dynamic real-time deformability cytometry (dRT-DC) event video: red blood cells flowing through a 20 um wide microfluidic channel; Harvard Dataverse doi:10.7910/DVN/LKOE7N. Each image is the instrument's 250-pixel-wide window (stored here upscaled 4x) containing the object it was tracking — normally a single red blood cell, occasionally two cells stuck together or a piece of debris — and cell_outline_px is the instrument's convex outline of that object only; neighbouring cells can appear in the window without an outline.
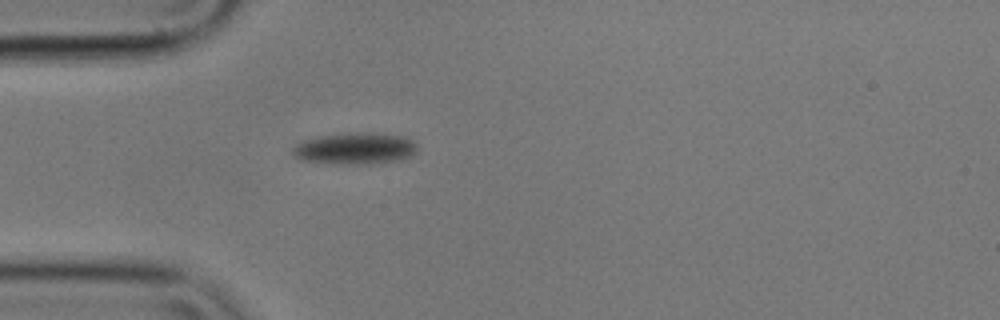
{"species": "common noctule bat (a hibernating species)", "species_latin": "Nyctalus noctula", "temperature_condition": "cold", "stored_images_in_passage": 1, "camera_frame_rate_fps": 3000, "um_per_image_px": 0.085, "animal": {"sex": "male", "body_mass_g": 17.9}, "frame": {"image": 1, "passage_image": 1, "time_ms": 0.0, "image_size_px": [1000, 320], "cell_outline_px": [[416, 152], [412, 156], [400, 160], [368, 164], [328, 164], [300, 160], [292, 152], [292, 148], [300, 140], [316, 136], [348, 132], [380, 132], [408, 136], [416, 144]], "centroid_in_image_um": [30.18, 12.6], "position_along_channel_um": 54.8, "area_um2": 23.81}}